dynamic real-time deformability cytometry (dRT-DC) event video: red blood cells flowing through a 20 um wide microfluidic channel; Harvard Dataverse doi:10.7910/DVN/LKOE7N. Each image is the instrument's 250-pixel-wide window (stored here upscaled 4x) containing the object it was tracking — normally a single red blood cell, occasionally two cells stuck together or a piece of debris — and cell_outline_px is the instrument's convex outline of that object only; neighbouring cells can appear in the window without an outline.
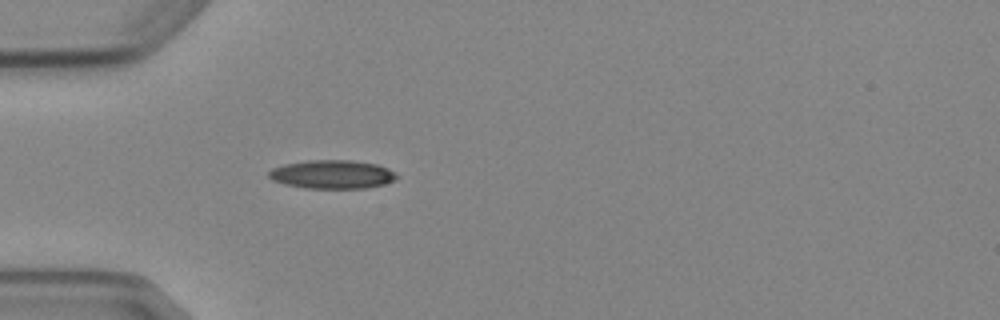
{"species": "Egyptian fruit bat (a non-hibernating species)", "species_latin": "Rousettus aegyptiacus", "temperature_condition": "cold", "stored_images_in_passage": 1, "camera_frame_rate_fps": 3000, "um_per_image_px": 0.085, "animal": {"sex": "female"}, "frame": {"image": 1, "passage_image": 1, "time_ms": 0.0, "image_size_px": [1000, 320], "cell_outline_px": [[400, 176], [396, 180], [384, 184], [364, 188], [304, 188], [284, 184], [272, 180], [268, 176], [268, 172], [272, 168], [284, 164], [308, 160], [352, 160], [376, 164], [388, 168], [396, 172]], "centroid_in_image_um": [28.26, 14.82], "position_along_channel_um": 56.7, "area_um2": 21.5}}